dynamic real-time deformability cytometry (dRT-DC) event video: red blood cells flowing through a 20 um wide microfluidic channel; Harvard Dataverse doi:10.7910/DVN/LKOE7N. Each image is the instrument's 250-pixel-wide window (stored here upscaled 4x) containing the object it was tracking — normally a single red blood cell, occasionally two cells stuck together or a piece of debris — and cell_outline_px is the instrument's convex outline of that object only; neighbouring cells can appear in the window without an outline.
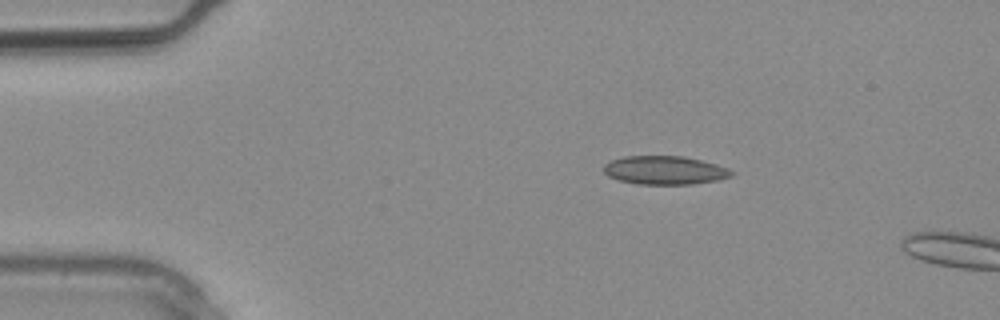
{"species": "common noctule bat (a hibernating species)", "species_latin": "Nyctalus noctula", "temperature_condition": "warm", "stored_images_in_passage": 3, "camera_frame_rate_fps": 3000, "um_per_image_px": 0.085, "animal": {"sex": "male", "body_mass_g": 20.4}, "frame": {"image": 1, "passage_image": 2, "time_ms": 0.333, "image_size_px": [1000, 320], "cell_outline_px": [[736, 172], [732, 176], [720, 180], [692, 184], [636, 184], [620, 180], [608, 176], [604, 172], [604, 164], [612, 160], [624, 156], [684, 156], [716, 164], [728, 168]], "centroid_in_image_um": [56.54, 14.47], "position_along_channel_um": 28.5, "area_um2": 21.33}}